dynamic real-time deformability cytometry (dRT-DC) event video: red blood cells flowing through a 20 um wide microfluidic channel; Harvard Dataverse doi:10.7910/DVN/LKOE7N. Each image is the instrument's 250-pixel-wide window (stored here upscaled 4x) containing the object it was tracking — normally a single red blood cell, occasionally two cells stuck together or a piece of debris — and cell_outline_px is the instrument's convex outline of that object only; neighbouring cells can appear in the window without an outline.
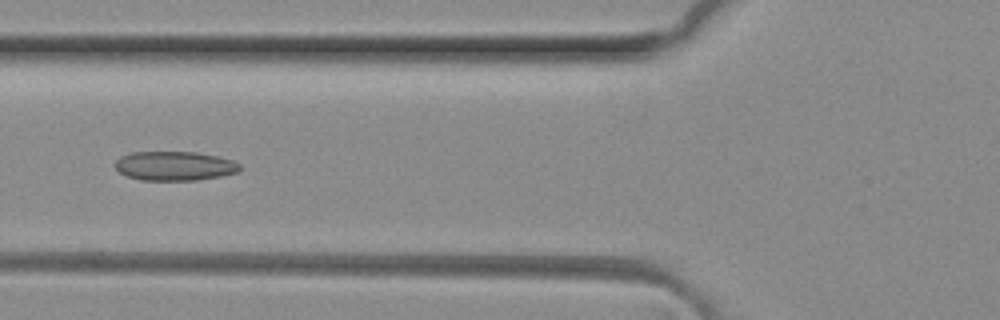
{"species": "common noctule bat (a hibernating species)", "species_latin": "Nyctalus noctula", "temperature_condition": "room temperature", "stored_images_in_passage": 5, "camera_frame_rate_fps": 3000, "um_per_image_px": 0.085, "animal": {"sex": "female", "body_mass_g": 29.2, "forearm_length_mm": 56.3}, "frame": {"image": 1, "passage_image": 5, "time_ms": 1.333, "image_size_px": [1000, 320], "cell_outline_px": [[244, 168], [240, 172], [220, 176], [196, 180], [140, 180], [128, 176], [120, 172], [112, 164], [120, 156], [132, 152], [196, 152], [216, 156], [232, 160], [240, 164]], "centroid_in_image_um": [14.86, 14.1], "position_along_channel_um": 110.9, "area_um2": 21.39}}